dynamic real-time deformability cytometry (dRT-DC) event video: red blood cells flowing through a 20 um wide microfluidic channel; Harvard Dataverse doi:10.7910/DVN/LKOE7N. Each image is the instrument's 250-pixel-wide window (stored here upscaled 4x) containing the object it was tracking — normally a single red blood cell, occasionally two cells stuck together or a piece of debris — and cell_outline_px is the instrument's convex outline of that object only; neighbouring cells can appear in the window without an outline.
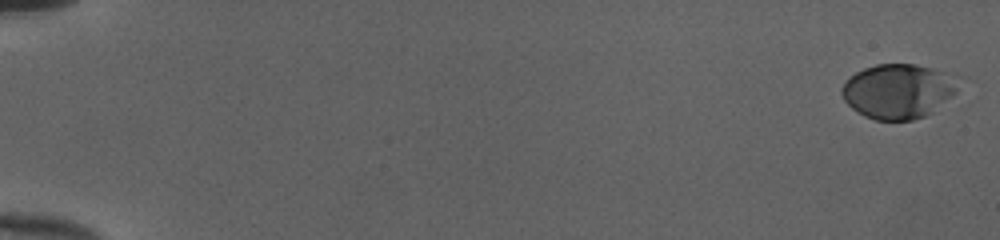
{"species": "human", "species_latin": "Homo sapiens", "temperature_condition": "cold", "stored_images_in_passage": 17, "camera_frame_rate_fps": 3000, "um_per_image_px": 0.085, "donor": {"sex": "female"}, "frame": {"image": 1, "passage_image": 1, "time_ms": 0.0, "image_size_px": [1000, 240], "cell_outline_px": [[968, 76], [956, 92], [952, 96], [932, 112], [924, 116], [912, 120], [876, 120], [864, 116], [852, 108], [844, 100], [840, 92], [840, 88], [856, 72], [864, 68], [876, 64], [916, 64]], "centroid_in_image_um": [76.47, 7.72], "position_along_channel_um": 8.5, "area_um2": 37.97}}
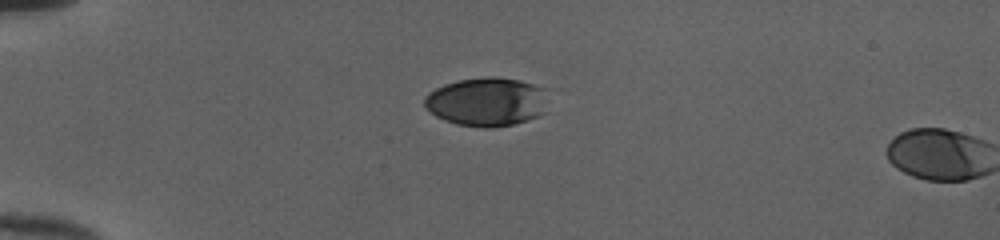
{"frame": {"image": 2, "passage_image": 15, "time_ms": 4.667, "image_size_px": [1000, 240], "cell_outline_px": [[548, 88], [544, 112], [540, 116], [512, 124], [492, 128], [488, 128], [456, 124], [444, 120], [436, 116], [424, 104], [424, 96], [428, 92], [444, 84], [460, 80], [488, 76], [496, 76], [520, 80]], "centroid_in_image_um": [41.41, 8.64], "position_along_channel_um": 43.6, "area_um2": 35.37}}